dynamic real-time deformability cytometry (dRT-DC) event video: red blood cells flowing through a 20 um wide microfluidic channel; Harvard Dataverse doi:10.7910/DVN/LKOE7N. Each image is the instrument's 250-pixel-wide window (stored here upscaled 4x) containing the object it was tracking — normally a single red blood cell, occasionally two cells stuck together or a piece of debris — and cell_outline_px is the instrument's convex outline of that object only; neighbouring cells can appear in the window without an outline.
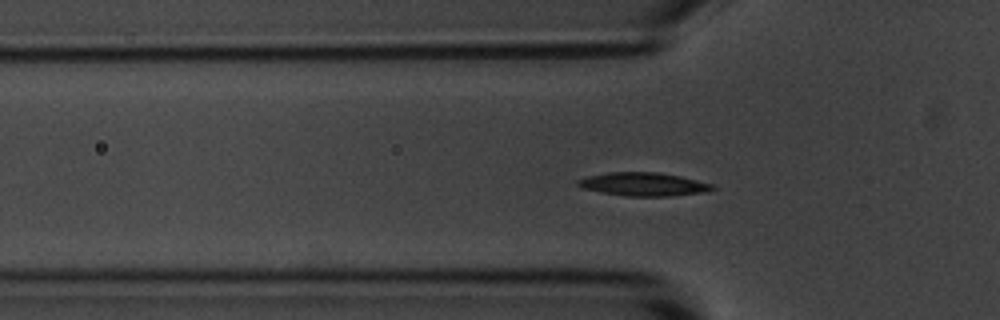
{"species": "common noctule bat (a hibernating species)", "species_latin": "Nyctalus noctula", "temperature_condition": "room temperature", "stored_images_in_passage": 50, "camera_frame_rate_fps": 3000, "um_per_image_px": 0.085, "animal": {"sex": "male", "body_mass_g": 20.1, "forearm_length_mm": 53.5}, "frame": {"image": 1, "passage_image": 11, "time_ms": 3.333, "image_size_px": [1000, 320], "cell_outline_px": [[716, 188], [708, 192], [672, 196], [624, 196], [600, 192], [580, 188], [576, 184], [576, 180], [588, 176], [608, 172], [656, 172], [680, 176], [716, 184]], "centroid_in_image_um": [54.72, 15.66], "position_along_channel_um": 71.1, "area_um2": 18.67}}
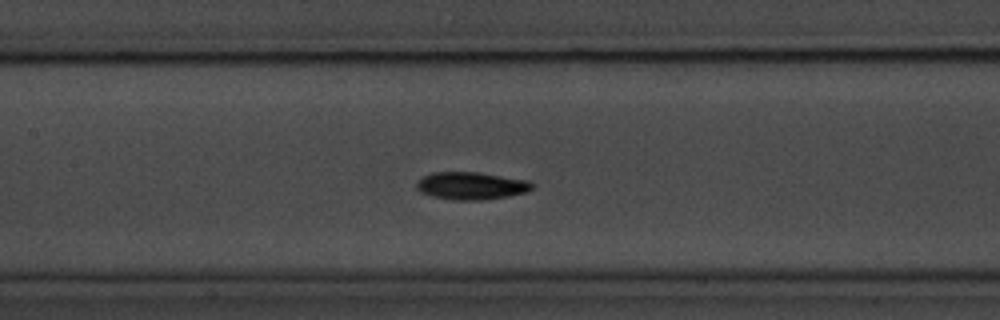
{"frame": {"image": 2, "passage_image": 19, "time_ms": 6.0, "image_size_px": [1000, 320], "cell_outline_px": [[536, 184], [528, 192], [508, 196], [480, 200], [452, 200], [432, 196], [420, 192], [416, 188], [416, 180], [432, 172], [480, 172], [528, 180]], "centroid_in_image_um": [40.06, 15.78], "position_along_channel_um": 167.3, "area_um2": 18.79}}
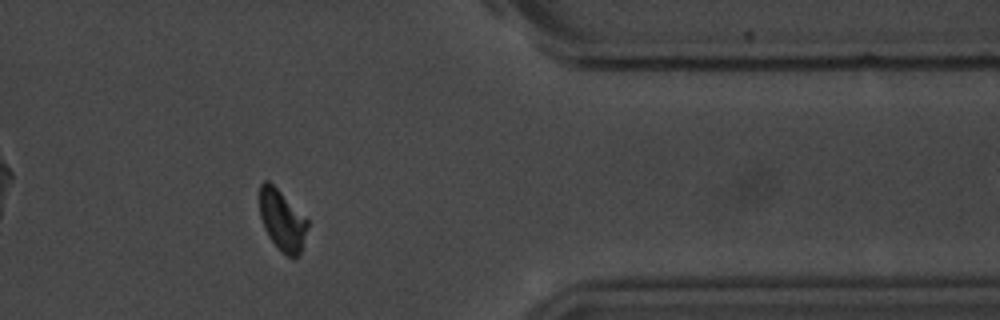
{"frame": {"image": 3, "passage_image": 39, "time_ms": 12.667, "image_size_px": [1000, 320], "cell_outline_px": [[308, 228], [300, 252], [292, 260], [268, 236], [264, 228], [260, 216], [260, 184], [264, 180], [268, 180], [308, 220]], "centroid_in_image_um": [23.98, 18.72], "position_along_channel_um": 387.4, "area_um2": 16.53}, "authors_computed_cell_mechanics": {"area_um2": 17.3689, "velocity_mm_per_s": 3.5769, "shape_relaxation_time_tau1_ms": 3.0612, "shape_relaxation_time_tau2_ms": 9.2359, "deformation_change_tau1": 0.1359, "deformation_change_tau2": 0.1309}}